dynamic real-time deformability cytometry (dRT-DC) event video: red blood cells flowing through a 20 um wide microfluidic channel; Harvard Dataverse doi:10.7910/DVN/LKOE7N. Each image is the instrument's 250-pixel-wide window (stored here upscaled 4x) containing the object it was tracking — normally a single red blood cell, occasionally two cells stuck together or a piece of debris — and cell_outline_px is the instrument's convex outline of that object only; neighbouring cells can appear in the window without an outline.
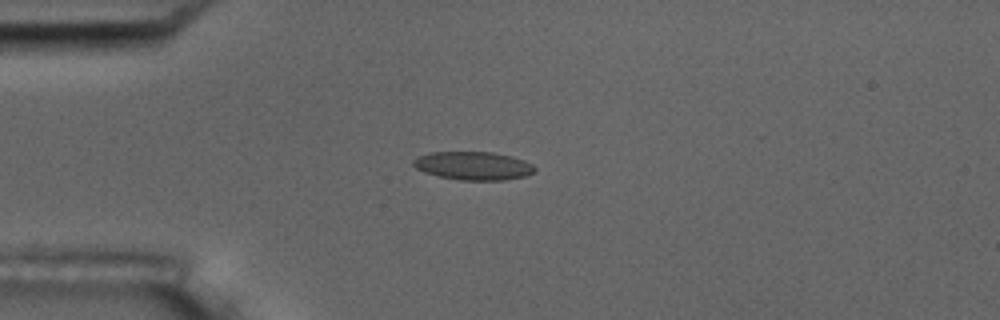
{"species": "common noctule bat (a hibernating species)", "species_latin": "Nyctalus noctula", "temperature_condition": "room temperature", "stored_images_in_passage": 5, "camera_frame_rate_fps": 3000, "um_per_image_px": 0.085, "animal": {"sex": "male", "body_mass_g": 17.5, "forearm_length_mm": 52.3}, "frame": {"image": 1, "passage_image": 4, "time_ms": 3.333, "image_size_px": [1000, 320], "cell_outline_px": [[536, 168], [532, 172], [524, 176], [504, 180], [460, 180], [440, 176], [424, 172], [416, 168], [412, 164], [412, 160], [420, 156], [432, 152], [492, 152], [512, 156], [524, 160], [532, 164]], "centroid_in_image_um": [40.23, 14.08], "position_along_channel_um": 44.8, "area_um2": 19.88}}